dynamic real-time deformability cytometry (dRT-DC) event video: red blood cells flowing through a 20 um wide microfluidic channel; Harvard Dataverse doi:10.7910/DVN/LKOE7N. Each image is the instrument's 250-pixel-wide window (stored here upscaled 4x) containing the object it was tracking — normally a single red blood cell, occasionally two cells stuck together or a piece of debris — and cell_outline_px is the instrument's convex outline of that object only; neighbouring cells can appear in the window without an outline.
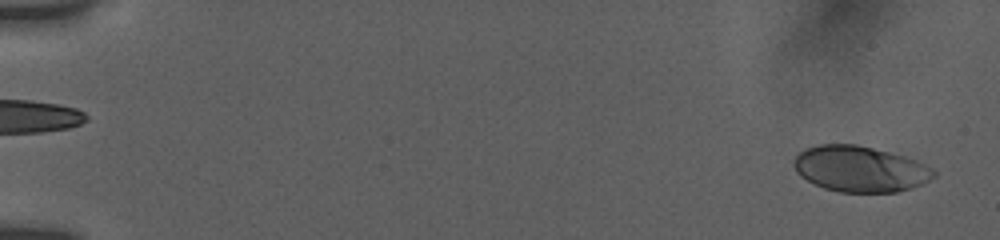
{"species": "human", "species_latin": "Homo sapiens", "temperature_condition": "room temperature", "stored_images_in_passage": 54, "camera_frame_rate_fps": 3000, "um_per_image_px": 0.085, "donor": {"sex": "female"}, "frame": {"image": 1, "passage_image": 2, "time_ms": 0.333, "image_size_px": [1000, 240], "cell_outline_px": [[936, 176], [920, 184], [896, 192], [840, 192], [824, 188], [800, 176], [796, 172], [792, 164], [792, 160], [804, 148], [820, 144], [856, 144], [904, 156], [916, 160], [932, 168], [936, 172]], "centroid_in_image_um": [73.06, 14.35], "position_along_channel_um": 11.9, "area_um2": 37.22}}
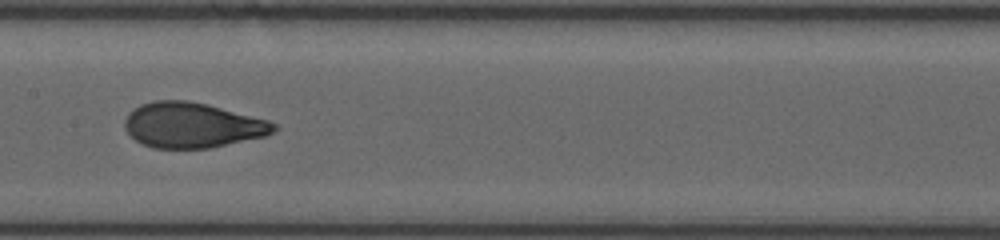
{"frame": {"image": 2, "passage_image": 29, "time_ms": 9.333, "image_size_px": [1000, 240], "cell_outline_px": [[276, 128], [268, 136], [208, 148], [152, 148], [136, 140], [124, 128], [124, 120], [128, 112], [140, 104], [156, 100], [188, 100], [208, 104], [268, 120], [276, 124]], "centroid_in_image_um": [16.33, 10.63], "position_along_channel_um": 191.1, "area_um2": 39.36}}
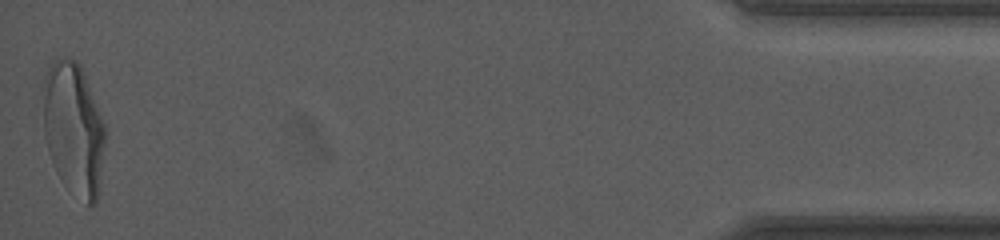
{"frame": {"image": 3, "passage_image": 54, "time_ms": 17.667, "image_size_px": [1000, 240], "cell_outline_px": [[104, 148], [96, 200], [92, 204], [88, 204], [64, 184], [60, 180], [56, 172], [44, 136], [44, 76], [52, 60], [56, 56], [76, 60], [80, 64], [104, 124]], "centroid_in_image_um": [6.23, 10.88], "position_along_channel_um": 429.0, "area_um2": 47.05}, "authors_computed_cell_mechanics": {"area_um2": 39.1306, "velocity_mm_per_s": 3.8354, "shape_relaxation_time_tau1_ms": 6.1044, "shape_relaxation_time_tau2_ms": 0.6647, "deformation_change_tau1": 0.2294, "deformation_change_tau2": 0.0635}}